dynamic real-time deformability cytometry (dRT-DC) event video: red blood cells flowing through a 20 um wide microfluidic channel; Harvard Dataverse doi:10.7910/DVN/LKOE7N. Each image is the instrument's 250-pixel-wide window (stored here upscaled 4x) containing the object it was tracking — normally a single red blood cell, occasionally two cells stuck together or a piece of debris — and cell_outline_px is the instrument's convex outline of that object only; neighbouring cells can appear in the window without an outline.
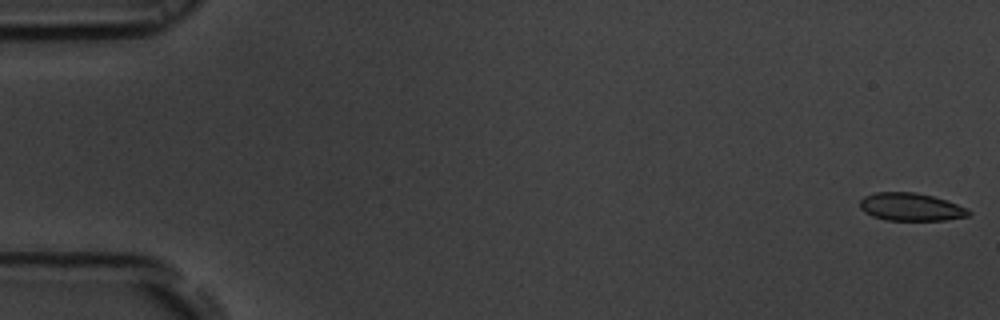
{"species": "common noctule bat (a hibernating species)", "species_latin": "Nyctalus noctula", "temperature_condition": "room temperature", "stored_images_in_passage": 55, "camera_frame_rate_fps": 3000, "um_per_image_px": 0.085, "animal": {"sex": "male", "body_mass_g": 19.5, "forearm_length_mm": 54.6}, "frame": {"image": 1, "passage_image": 1, "time_ms": 0.0, "image_size_px": [1000, 320], "cell_outline_px": [[972, 212], [968, 216], [944, 220], [884, 220], [872, 216], [864, 212], [860, 208], [860, 200], [864, 196], [876, 192], [916, 192], [932, 196], [968, 208]], "centroid_in_image_um": [77.4, 17.59], "position_along_channel_um": 7.6, "area_um2": 17.63}}
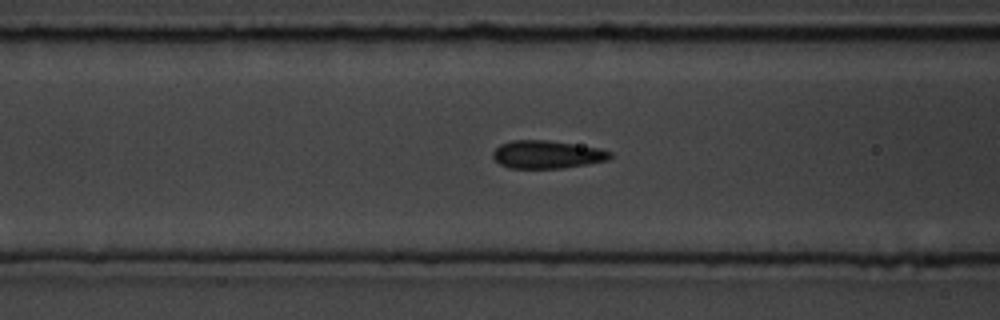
{"frame": {"image": 2, "passage_image": 22, "time_ms": 7.0, "image_size_px": [1000, 320], "cell_outline_px": [[612, 156], [608, 160], [588, 164], [564, 168], [508, 168], [500, 164], [492, 156], [492, 152], [500, 144], [512, 140], [548, 140], [600, 148], [612, 152]], "centroid_in_image_um": [46.5, 13.13], "position_along_channel_um": 120.1, "area_um2": 19.19}}
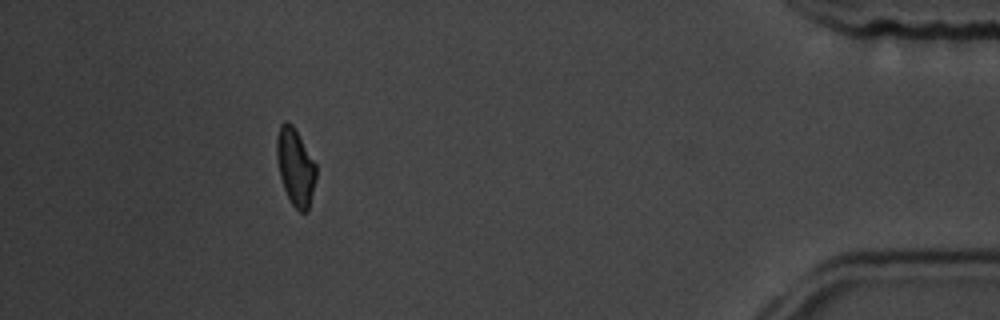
{"frame": {"image": 3, "passage_image": 50, "time_ms": 16.333, "image_size_px": [1000, 320], "cell_outline_px": [[316, 180], [308, 212], [300, 212], [292, 204], [284, 188], [280, 176], [276, 156], [276, 140], [280, 124], [284, 120], [288, 120], [292, 124], [316, 164]], "centroid_in_image_um": [25.11, 14.18], "position_along_channel_um": 410.1, "area_um2": 17.69}, "authors_computed_cell_mechanics": {"area_um2": 18.5538, "velocity_mm_per_s": 3.7212, "shape_relaxation_time_tau1_ms": 2.6063, "shape_relaxation_time_tau2_ms": 0.8307, "deformation_change_tau1": 0.1075, "deformation_change_tau2": 0.0695}}